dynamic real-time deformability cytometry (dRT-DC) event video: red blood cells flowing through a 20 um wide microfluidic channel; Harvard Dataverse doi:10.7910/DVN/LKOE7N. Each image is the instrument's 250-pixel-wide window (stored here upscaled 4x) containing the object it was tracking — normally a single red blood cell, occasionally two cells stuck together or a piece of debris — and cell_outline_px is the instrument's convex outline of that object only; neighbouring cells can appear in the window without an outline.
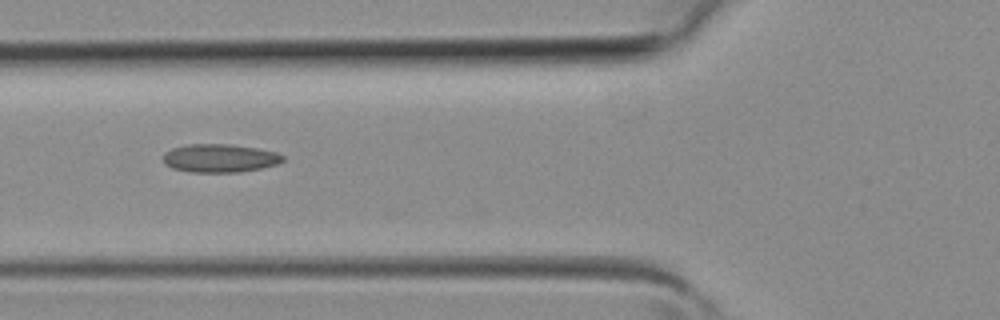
{"species": "common noctule bat (a hibernating species)", "species_latin": "Nyctalus noctula", "temperature_condition": "room temperature", "stored_images_in_passage": 4, "camera_frame_rate_fps": 3000, "um_per_image_px": 0.085, "animal": {"sex": "female", "body_mass_g": 19.3, "forearm_length_mm": 54.1}, "frame": {"image": 1, "passage_image": 4, "time_ms": 1.0, "image_size_px": [1000, 320], "cell_outline_px": [[284, 160], [276, 164], [260, 168], [240, 172], [192, 172], [172, 168], [164, 164], [164, 152], [172, 148], [188, 144], [228, 144], [256, 148], [276, 152], [284, 156]], "centroid_in_image_um": [18.66, 13.44], "position_along_channel_um": 107.1, "area_um2": 19.65}}